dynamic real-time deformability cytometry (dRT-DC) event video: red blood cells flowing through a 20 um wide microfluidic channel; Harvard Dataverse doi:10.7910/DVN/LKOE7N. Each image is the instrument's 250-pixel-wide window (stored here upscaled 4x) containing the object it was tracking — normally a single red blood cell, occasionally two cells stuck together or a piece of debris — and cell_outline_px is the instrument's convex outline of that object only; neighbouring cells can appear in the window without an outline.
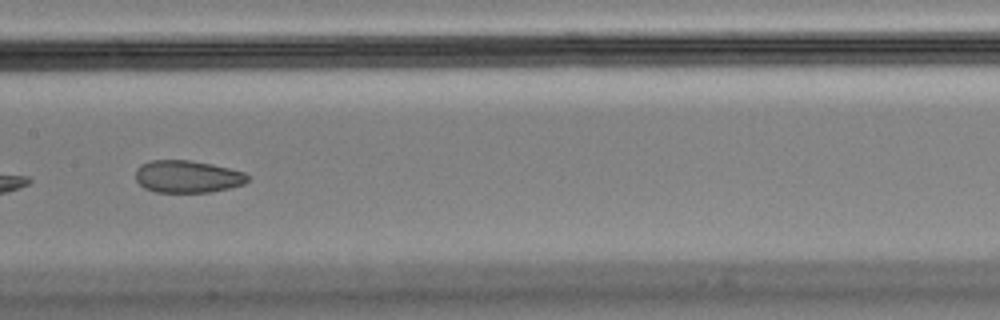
{"species": "Egyptian fruit bat (a non-hibernating species)", "species_latin": "Rousettus aegyptiacus", "temperature_condition": "cold", "stored_images_in_passage": 38, "camera_frame_rate_fps": 3000, "um_per_image_px": 0.085, "animal": {"sex": "male"}, "frame": {"image": 1, "passage_image": 12, "time_ms": 3.667, "image_size_px": [1000, 320], "cell_outline_px": [[248, 180], [244, 184], [228, 188], [208, 192], [156, 192], [144, 188], [136, 180], [136, 168], [140, 164], [152, 160], [188, 160], [212, 164], [244, 172], [248, 176]], "centroid_in_image_um": [15.9, 15.0], "position_along_channel_um": 191.5, "area_um2": 21.04}, "authors_computed_cell_mechanics": {"area_um2": 22.5998, "velocity_mm_per_s": 3.5602, "shape_relaxation_time_tau1_ms": null, "shape_relaxation_time_tau2_ms": 1.6955, "deformation_change_tau1": null, "deformation_change_tau2": 0.0643}}